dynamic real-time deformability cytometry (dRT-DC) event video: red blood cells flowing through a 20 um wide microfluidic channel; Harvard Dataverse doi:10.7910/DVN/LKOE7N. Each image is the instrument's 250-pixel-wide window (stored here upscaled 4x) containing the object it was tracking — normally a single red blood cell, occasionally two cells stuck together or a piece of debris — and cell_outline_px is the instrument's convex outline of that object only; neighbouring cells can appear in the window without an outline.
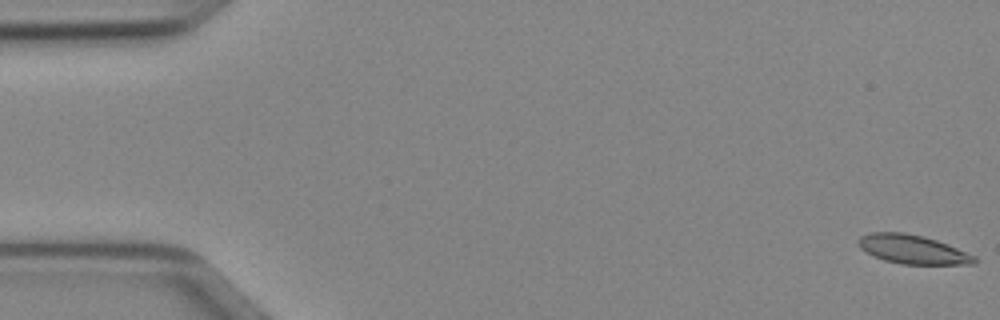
{"species": "Egyptian fruit bat (a non-hibernating species)", "species_latin": "Rousettus aegyptiacus", "temperature_condition": "cold", "stored_images_in_passage": 51, "camera_frame_rate_fps": 3000, "um_per_image_px": 0.085, "animal": {"sex": "female"}, "frame": {"image": 1, "passage_image": 1, "time_ms": 0.0, "image_size_px": [1000, 320], "cell_outline_px": [[976, 264], [900, 264], [884, 260], [872, 256], [860, 248], [856, 244], [856, 240], [860, 236], [868, 232], [904, 232], [924, 236], [948, 244], [976, 256]], "centroid_in_image_um": [77.52, 21.19], "position_along_channel_um": 7.5, "area_um2": 19.83}}
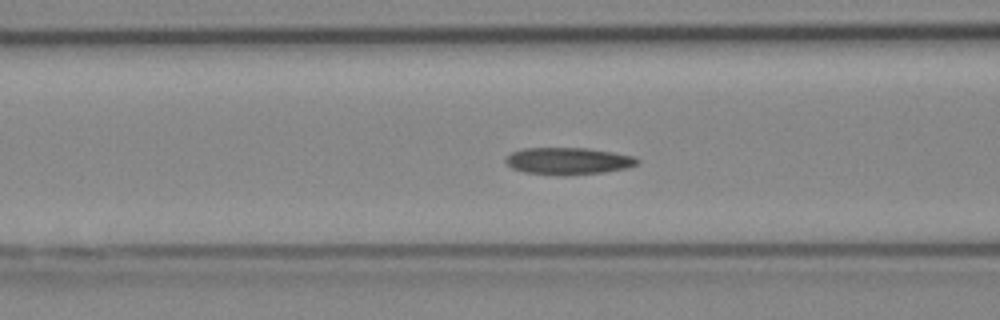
{"frame": {"image": 2, "passage_image": 20, "time_ms": 6.333, "image_size_px": [1000, 320], "cell_outline_px": [[640, 160], [636, 164], [628, 168], [604, 172], [564, 176], [560, 176], [524, 172], [512, 168], [504, 160], [504, 156], [512, 152], [524, 148], [588, 148], [612, 152], [632, 156]], "centroid_in_image_um": [48.26, 13.69], "position_along_channel_um": 118.3, "area_um2": 20.87}}
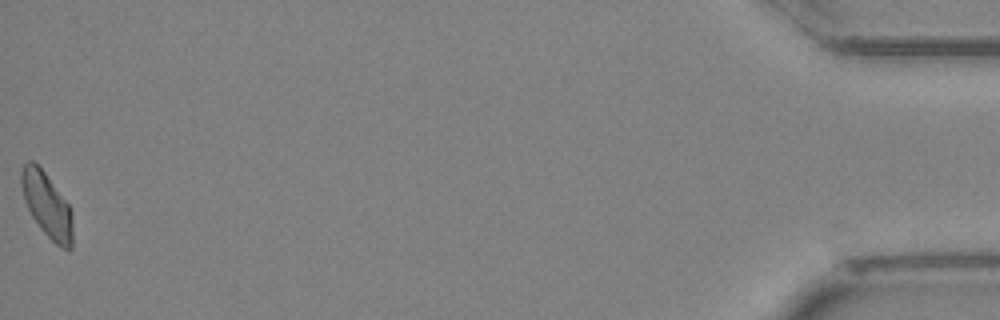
{"frame": {"image": 3, "passage_image": 51, "time_ms": 16.667, "image_size_px": [1000, 320], "cell_outline_px": [[72, 248], [68, 252], [60, 248], [40, 228], [32, 216], [24, 200], [20, 184], [20, 172], [24, 164], [28, 160], [32, 160], [44, 172], [68, 204], [72, 212]], "centroid_in_image_um": [3.98, 17.45], "position_along_channel_um": 431.2, "area_um2": 19.31}, "authors_computed_cell_mechanics": {"area_um2": 19.9988, "velocity_mm_per_s": 4.0, "shape_relaxation_time_tau1_ms": 5.468, "shape_relaxation_time_tau2_ms": 3.2331, "deformation_change_tau1": 0.1535, "deformation_change_tau2": 0.1034}}